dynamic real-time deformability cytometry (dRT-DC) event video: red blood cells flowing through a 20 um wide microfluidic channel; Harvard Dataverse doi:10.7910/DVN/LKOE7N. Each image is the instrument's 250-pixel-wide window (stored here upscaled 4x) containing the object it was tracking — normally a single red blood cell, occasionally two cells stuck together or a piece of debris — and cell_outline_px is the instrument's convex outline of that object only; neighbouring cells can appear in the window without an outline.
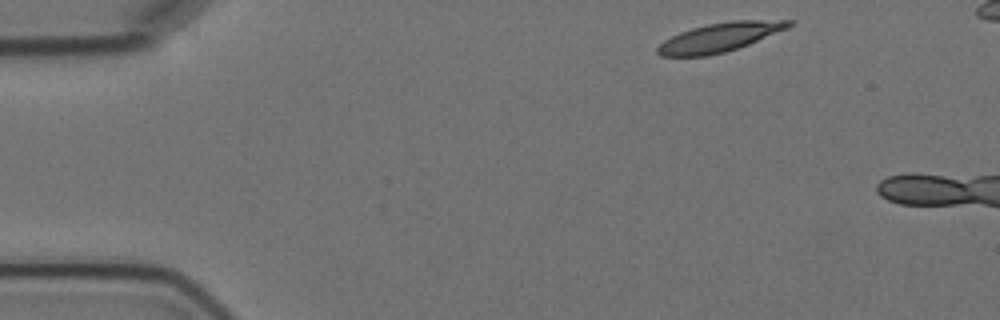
{"species": "Egyptian fruit bat (a non-hibernating species)", "species_latin": "Rousettus aegyptiacus", "temperature_condition": "cold", "stored_images_in_passage": 3, "camera_frame_rate_fps": 3000, "um_per_image_px": 0.085, "animal": {"sex": "female"}, "frame": {"image": 1, "passage_image": 1, "time_ms": 0.0, "image_size_px": [1000, 320], "cell_outline_px": [[792, 24], [788, 28], [748, 44], [724, 52], [708, 56], [660, 56], [656, 52], [656, 48], [664, 40], [680, 32], [692, 28], [708, 24], [732, 20], [792, 20]], "centroid_in_image_um": [61.15, 3.17], "position_along_channel_um": 23.9, "area_um2": 21.91}}